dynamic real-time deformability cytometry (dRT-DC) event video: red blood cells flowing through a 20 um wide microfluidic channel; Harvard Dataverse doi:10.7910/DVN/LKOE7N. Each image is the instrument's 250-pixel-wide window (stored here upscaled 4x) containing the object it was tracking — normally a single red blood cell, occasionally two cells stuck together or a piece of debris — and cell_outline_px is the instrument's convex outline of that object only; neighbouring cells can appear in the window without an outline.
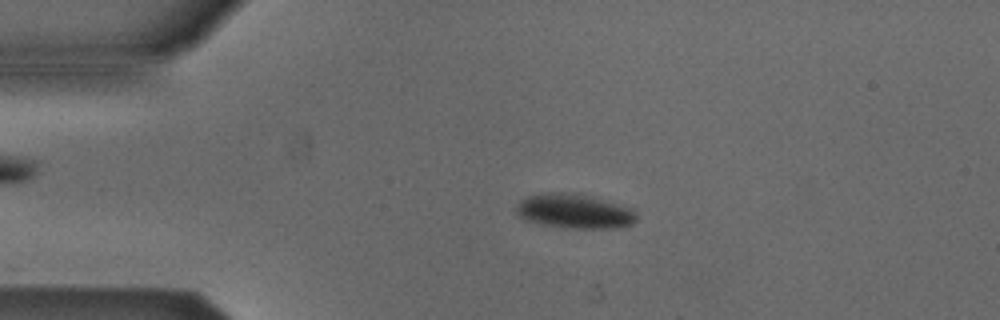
{"species": "Egyptian fruit bat (a non-hibernating species)", "species_latin": "Rousettus aegyptiacus", "temperature_condition": "cold", "stored_images_in_passage": 44, "camera_frame_rate_fps": 3000, "um_per_image_px": 0.085, "animal": {"sex": "male"}, "frame": {"image": 1, "passage_image": 2, "time_ms": 0.333, "image_size_px": [1000, 320], "cell_outline_px": [[636, 220], [632, 224], [616, 228], [564, 228], [540, 224], [524, 220], [516, 212], [516, 208], [520, 200], [528, 196], [540, 192], [576, 192], [632, 208], [636, 216]], "centroid_in_image_um": [48.78, 17.94], "position_along_channel_um": 36.2, "area_um2": 24.39}}
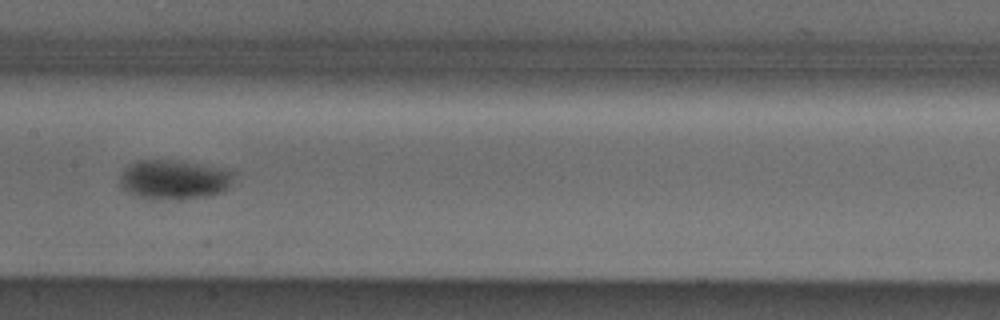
{"frame": {"image": 2, "passage_image": 17, "time_ms": 5.333, "image_size_px": [1000, 320], "cell_outline_px": [[232, 172], [228, 188], [224, 192], [204, 196], [152, 200], [128, 192], [120, 184], [120, 172], [128, 164], [136, 160], [180, 160], [216, 168]], "centroid_in_image_um": [14.7, 15.25], "position_along_channel_um": 192.7, "area_um2": 25.72}}
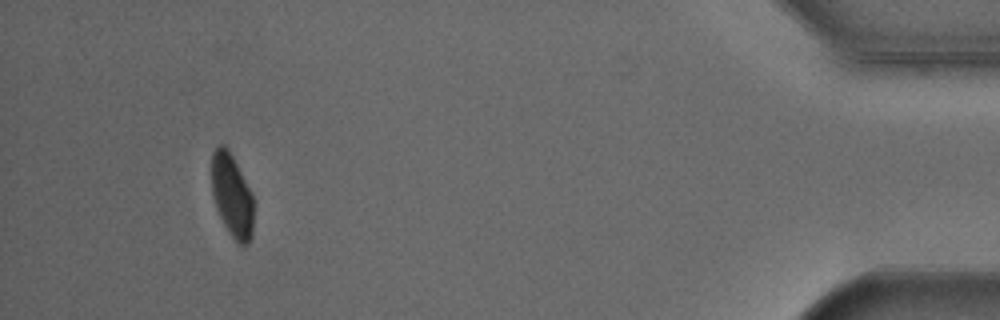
{"frame": {"image": 3, "passage_image": 40, "time_ms": 13.0, "image_size_px": [1000, 320], "cell_outline_px": [[252, 236], [248, 244], [236, 244], [228, 232], [216, 208], [212, 196], [212, 152], [220, 144], [224, 144], [228, 148], [252, 192]], "centroid_in_image_um": [19.7, 16.63], "position_along_channel_um": 415.5, "area_um2": 20.35}, "authors_computed_cell_mechanics": {"area_um2": 25.2586, "velocity_mm_per_s": 3.846, "shape_relaxation_time_tau1_ms": 2.6144, "shape_relaxation_time_tau2_ms": null, "deformation_change_tau1": 0.0868, "deformation_change_tau2": null}}